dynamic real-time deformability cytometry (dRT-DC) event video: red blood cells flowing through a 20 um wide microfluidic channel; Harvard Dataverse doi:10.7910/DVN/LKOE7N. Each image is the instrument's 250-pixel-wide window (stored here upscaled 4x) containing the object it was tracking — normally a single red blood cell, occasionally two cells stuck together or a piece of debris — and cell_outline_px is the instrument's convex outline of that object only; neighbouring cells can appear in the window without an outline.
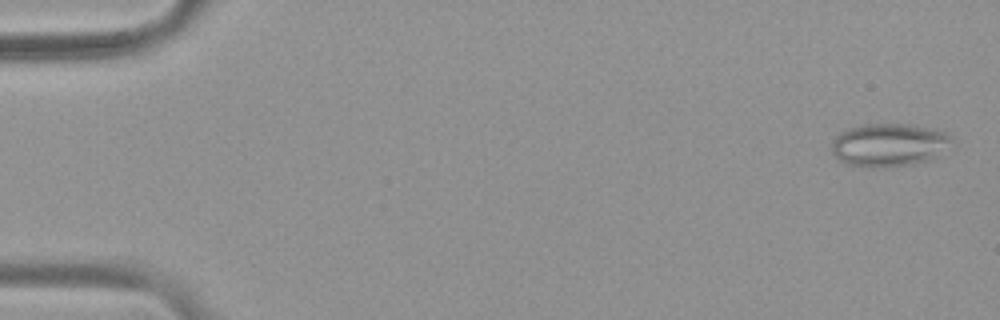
{"species": "common noctule bat (a hibernating species)", "species_latin": "Nyctalus noctula", "temperature_condition": "warm", "stored_images_in_passage": 54, "camera_frame_rate_fps": 3000, "um_per_image_px": 0.085, "animal": {"sex": "female", "body_mass_g": 19.9}, "frame": {"image": 1, "passage_image": 2, "time_ms": 0.333, "image_size_px": [1000, 320], "cell_outline_px": [[956, 140], [940, 156], [928, 160], [912, 164], [884, 168], [864, 168], [848, 164], [840, 160], [832, 152], [832, 140], [840, 132], [848, 128], [864, 124], [912, 124], [932, 128], [948, 132]], "centroid_in_image_um": [75.63, 12.32], "position_along_channel_um": 9.4, "area_um2": 30.92}}
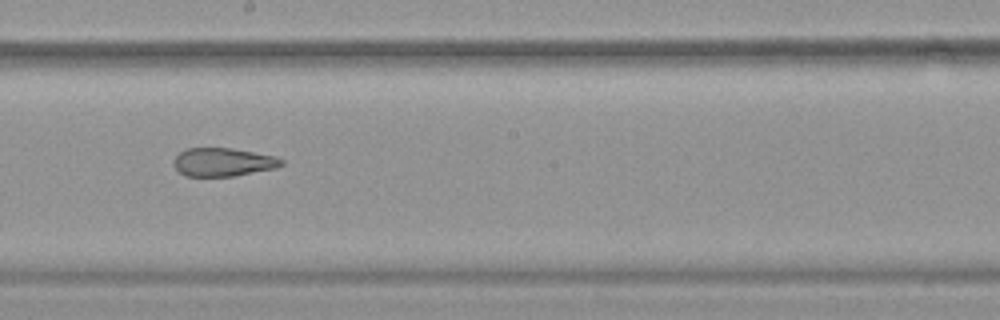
{"frame": {"image": 2, "passage_image": 31, "time_ms": 10.0, "image_size_px": [1000, 320], "cell_outline_px": [[284, 164], [276, 168], [232, 176], [184, 176], [172, 164], [172, 160], [180, 152], [188, 148], [232, 148], [276, 156], [284, 160]], "centroid_in_image_um": [18.96, 13.77], "position_along_channel_um": 229.2, "area_um2": 17.86}}
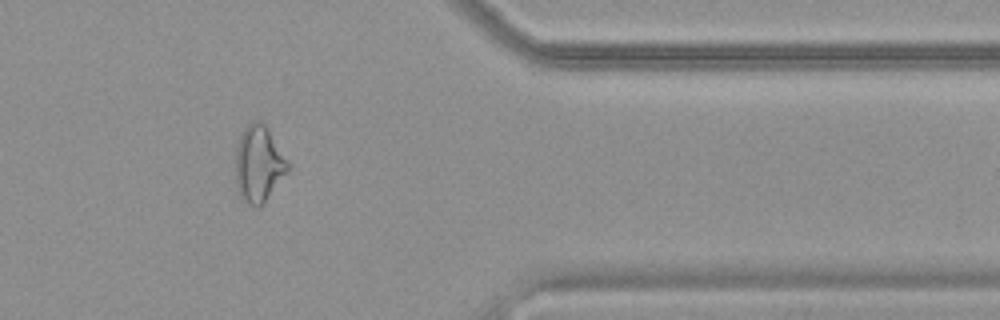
{"frame": {"image": 3, "passage_image": 45, "time_ms": 14.667, "image_size_px": [1000, 320], "cell_outline_px": [[288, 172], [260, 208], [256, 208], [248, 204], [240, 196], [236, 184], [236, 148], [240, 136], [244, 128], [252, 120], [260, 120], [268, 128], [288, 164]], "centroid_in_image_um": [21.97, 13.95], "position_along_channel_um": 389.4, "area_um2": 23.12}, "authors_computed_cell_mechanics": {"area_um2": 23.5824, "velocity_mm_per_s": 3.776, "shape_relaxation_time_tau1_ms": null, "shape_relaxation_time_tau2_ms": 2.4473, "deformation_change_tau1": null, "deformation_change_tau2": 0.1177}}